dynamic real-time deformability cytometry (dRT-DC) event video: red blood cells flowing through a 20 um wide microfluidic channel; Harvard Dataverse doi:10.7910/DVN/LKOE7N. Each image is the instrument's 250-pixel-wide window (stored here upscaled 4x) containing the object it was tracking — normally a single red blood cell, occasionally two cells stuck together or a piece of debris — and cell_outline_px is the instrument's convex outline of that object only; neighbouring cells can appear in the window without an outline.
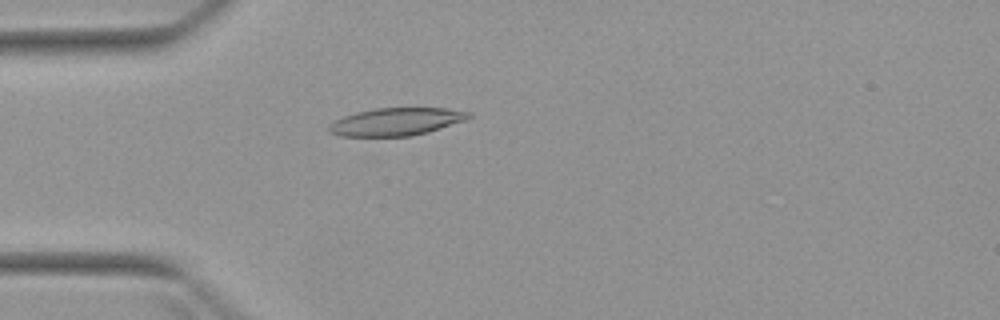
{"species": "Egyptian fruit bat (a non-hibernating species)", "species_latin": "Rousettus aegyptiacus", "temperature_condition": "warm", "stored_images_in_passage": 4, "camera_frame_rate_fps": 3000, "um_per_image_px": 0.085, "animal": {"sex": "female"}, "frame": {"image": 1, "passage_image": 4, "time_ms": 3.667, "image_size_px": [1000, 320], "cell_outline_px": [[472, 116], [468, 120], [428, 132], [412, 136], [340, 136], [328, 132], [328, 124], [332, 120], [356, 112], [376, 108], [448, 108], [472, 112]], "centroid_in_image_um": [33.69, 10.34], "position_along_channel_um": 51.3, "area_um2": 22.89}}